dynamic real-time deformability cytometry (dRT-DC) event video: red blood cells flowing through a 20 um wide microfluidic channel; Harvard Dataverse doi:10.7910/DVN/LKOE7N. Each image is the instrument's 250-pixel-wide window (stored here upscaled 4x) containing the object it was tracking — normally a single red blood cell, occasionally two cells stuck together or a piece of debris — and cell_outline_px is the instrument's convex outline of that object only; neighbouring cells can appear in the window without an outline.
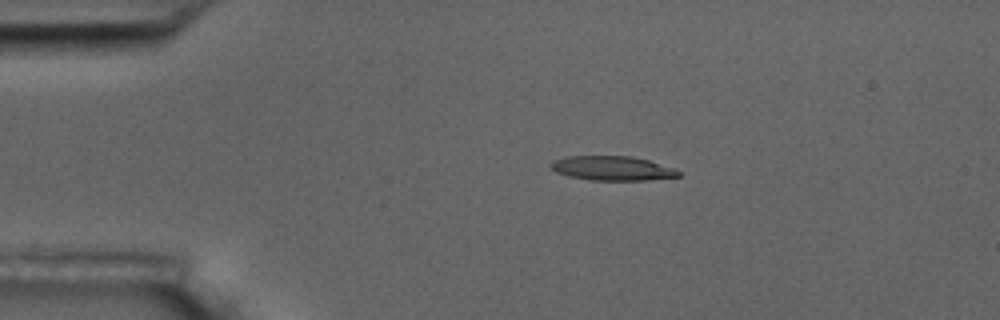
{"species": "common noctule bat (a hibernating species)", "species_latin": "Nyctalus noctula", "temperature_condition": "room temperature", "stored_images_in_passage": 6, "camera_frame_rate_fps": 3000, "um_per_image_px": 0.085, "animal": {"sex": "male", "body_mass_g": 17.5, "forearm_length_mm": 52.3}, "frame": {"image": 1, "passage_image": 2, "time_ms": 1.333, "image_size_px": [1000, 320], "cell_outline_px": [[680, 176], [644, 180], [588, 180], [568, 176], [556, 172], [548, 164], [552, 160], [564, 156], [632, 156], [648, 160], [676, 168], [680, 172]], "centroid_in_image_um": [52.01, 14.29], "position_along_channel_um": 33.0, "area_um2": 18.26}}
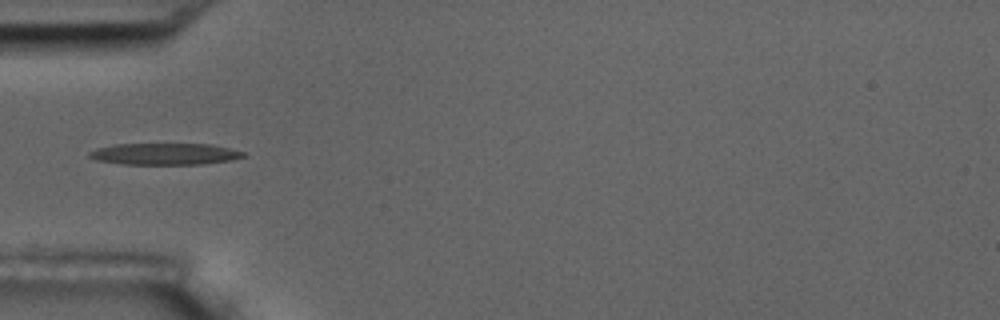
{"frame": {"image": 2, "passage_image": 4, "time_ms": 3.667, "image_size_px": [1000, 320], "cell_outline_px": [[248, 156], [232, 160], [204, 164], [120, 164], [96, 160], [88, 156], [88, 152], [96, 148], [112, 144], [212, 144], [244, 152]], "centroid_in_image_um": [14.0, 13.09], "position_along_channel_um": 71.0, "area_um2": 19.54}}